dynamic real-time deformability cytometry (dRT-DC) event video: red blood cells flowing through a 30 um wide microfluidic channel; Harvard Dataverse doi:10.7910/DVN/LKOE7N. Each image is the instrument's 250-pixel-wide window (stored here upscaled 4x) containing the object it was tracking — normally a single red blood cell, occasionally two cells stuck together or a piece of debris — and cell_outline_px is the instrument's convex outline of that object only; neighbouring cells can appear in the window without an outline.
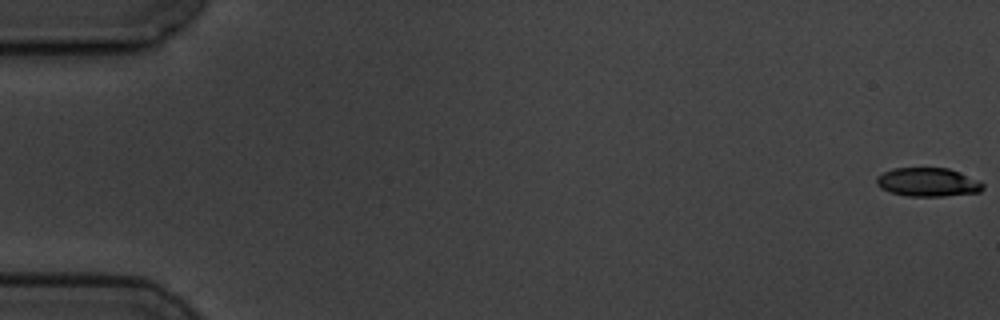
{"species": "common noctule bat (a hibernating species)", "species_latin": "Nyctalus noctula", "temperature_condition": "cold", "stored_images_in_passage": 5, "camera_frame_rate_fps": 3000, "um_per_image_px": 0.085, "animal": {"sex": "male", "body_mass_g": 19.5, "forearm_length_mm": 54.6}, "frame": {"image": 1, "passage_image": 1, "time_ms": 0.0, "image_size_px": [1000, 320], "cell_outline_px": [[984, 188], [980, 192], [944, 196], [908, 196], [892, 192], [880, 188], [876, 184], [876, 176], [892, 168], [948, 168], [960, 172], [980, 180], [984, 184]], "centroid_in_image_um": [78.89, 15.48], "position_along_channel_um": 6.1, "area_um2": 17.92}}
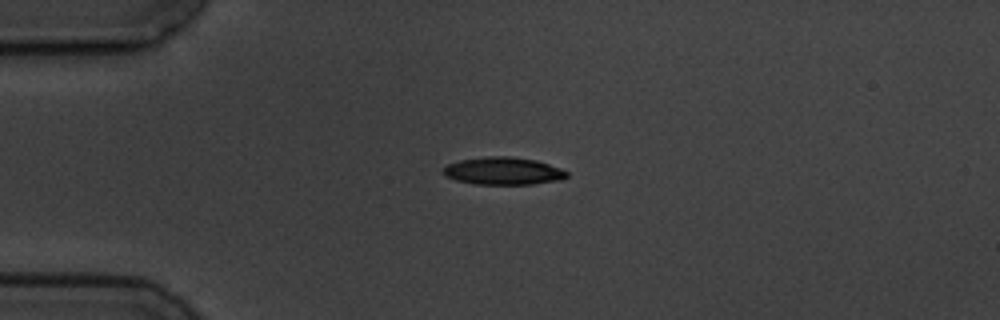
{"frame": {"image": 2, "passage_image": 5, "time_ms": 4.667, "image_size_px": [1000, 320], "cell_outline_px": [[568, 176], [560, 180], [532, 184], [472, 184], [456, 180], [444, 176], [440, 172], [448, 164], [460, 160], [488, 156], [512, 156], [536, 160], [560, 168], [568, 172]], "centroid_in_image_um": [42.75, 14.53], "position_along_channel_um": 42.3, "area_um2": 19.94}}